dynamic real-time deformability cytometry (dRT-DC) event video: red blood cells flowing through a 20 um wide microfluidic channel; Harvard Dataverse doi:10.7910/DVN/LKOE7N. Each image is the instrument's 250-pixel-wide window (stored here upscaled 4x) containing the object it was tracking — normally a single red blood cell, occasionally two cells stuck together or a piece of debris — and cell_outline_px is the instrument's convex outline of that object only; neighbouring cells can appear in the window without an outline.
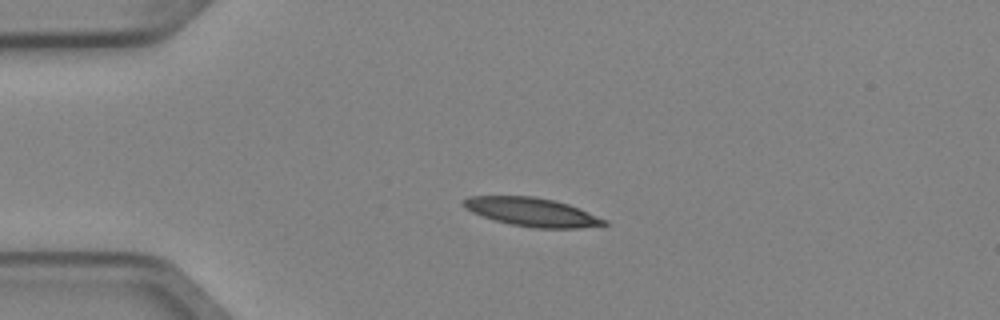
{"species": "Egyptian fruit bat (a non-hibernating species)", "species_latin": "Rousettus aegyptiacus", "temperature_condition": "cold", "stored_images_in_passage": 5, "camera_frame_rate_fps": 3000, "um_per_image_px": 0.085, "animal": {"sex": "female"}, "frame": {"image": 1, "passage_image": 4, "time_ms": 1.0, "image_size_px": [1000, 320], "cell_outline_px": [[608, 224], [580, 228], [532, 228], [512, 224], [496, 220], [472, 212], [460, 200], [468, 196], [536, 196], [556, 200], [580, 208], [608, 220]], "centroid_in_image_um": [45.27, 18.01], "position_along_channel_um": 39.7, "area_um2": 23.41}}